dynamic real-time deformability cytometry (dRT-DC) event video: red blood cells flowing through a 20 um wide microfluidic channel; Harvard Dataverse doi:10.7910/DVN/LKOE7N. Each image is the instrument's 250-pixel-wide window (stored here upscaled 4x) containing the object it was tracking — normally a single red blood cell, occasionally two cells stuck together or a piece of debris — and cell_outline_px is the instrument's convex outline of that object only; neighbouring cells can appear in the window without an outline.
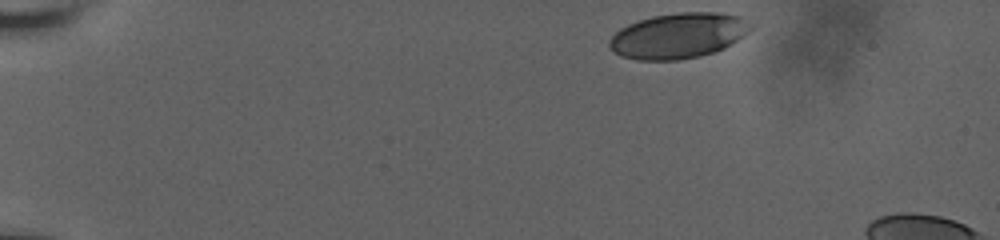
{"species": "human", "species_latin": "Homo sapiens", "temperature_condition": "room temperature", "stored_images_in_passage": 41, "camera_frame_rate_fps": 3000, "um_per_image_px": 0.085, "donor": {"sex": "male"}, "frame": {"image": 1, "passage_image": 1, "time_ms": 0.0, "image_size_px": [1000, 240], "cell_outline_px": [[756, 24], [748, 32], [724, 48], [700, 56], [676, 60], [636, 60], [620, 56], [612, 52], [608, 44], [608, 40], [620, 28], [628, 24], [652, 16], [680, 12], [724, 12], [740, 16]], "centroid_in_image_um": [57.66, 3.02], "position_along_channel_um": 27.3, "area_um2": 37.69}}
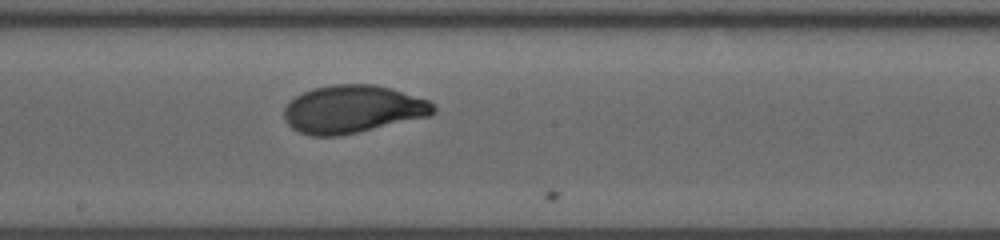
{"frame": {"image": 2, "passage_image": 25, "time_ms": 8.0, "image_size_px": [1000, 240], "cell_outline_px": [[436, 112], [428, 116], [340, 136], [312, 136], [300, 132], [292, 128], [284, 120], [284, 108], [296, 96], [312, 88], [332, 84], [376, 84], [392, 88], [428, 100], [436, 108]], "centroid_in_image_um": [29.97, 9.27], "position_along_channel_um": 218.2, "area_um2": 41.5}}
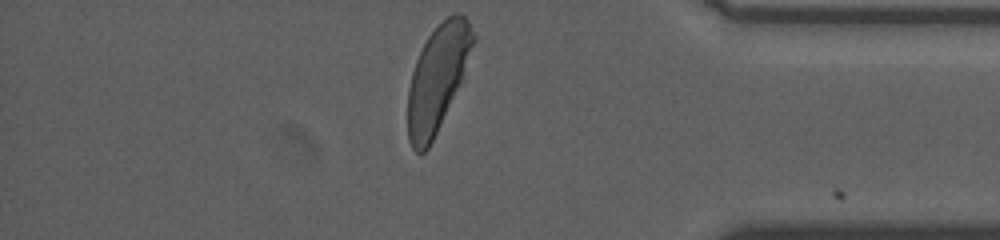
{"frame": {"image": 3, "passage_image": 41, "time_ms": 13.333, "image_size_px": [1000, 240], "cell_outline_px": [[476, 40], [460, 84], [428, 148], [424, 152], [416, 152], [412, 148], [408, 140], [408, 88], [412, 72], [416, 60], [428, 36], [448, 16], [456, 12], [460, 12], [468, 20], [476, 36]], "centroid_in_image_um": [37.2, 6.62], "position_along_channel_um": 398.0, "area_um2": 39.77}, "authors_computed_cell_mechanics": {"area_um2": 40.2288, "velocity_mm_per_s": 3.762, "shape_relaxation_time_tau1_ms": 2.7579, "shape_relaxation_time_tau2_ms": null, "deformation_change_tau1": 0.1383, "deformation_change_tau2": null}}